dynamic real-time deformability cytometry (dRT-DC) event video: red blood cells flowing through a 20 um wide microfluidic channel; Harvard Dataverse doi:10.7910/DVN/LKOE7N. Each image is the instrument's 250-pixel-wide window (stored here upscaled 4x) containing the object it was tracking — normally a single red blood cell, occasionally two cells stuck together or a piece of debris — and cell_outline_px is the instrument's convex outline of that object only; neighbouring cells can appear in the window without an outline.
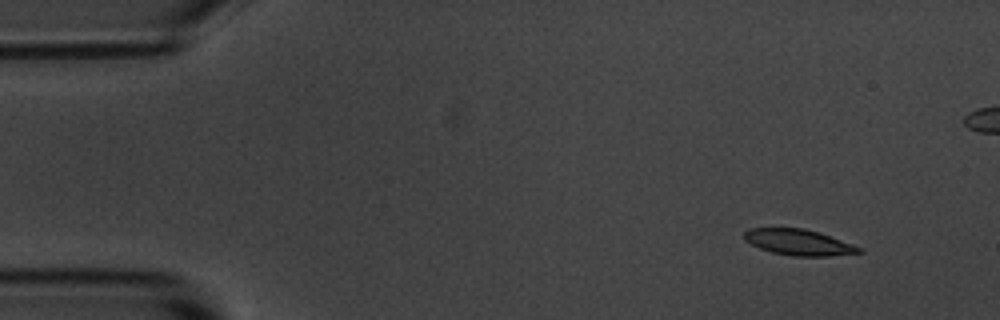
{"species": "common noctule bat (a hibernating species)", "species_latin": "Nyctalus noctula", "temperature_condition": "room temperature", "stored_images_in_passage": 52, "camera_frame_rate_fps": 3000, "um_per_image_px": 0.085, "animal": {"sex": "male", "body_mass_g": 20.1, "forearm_length_mm": 53.5}, "frame": {"image": 1, "passage_image": 1, "time_ms": 0.0, "image_size_px": [1000, 320], "cell_outline_px": [[864, 252], [832, 256], [792, 256], [772, 252], [760, 248], [744, 240], [744, 232], [748, 228], [804, 228], [820, 232], [852, 244], [860, 248]], "centroid_in_image_um": [67.88, 20.59], "position_along_channel_um": 17.1, "area_um2": 17.34}}
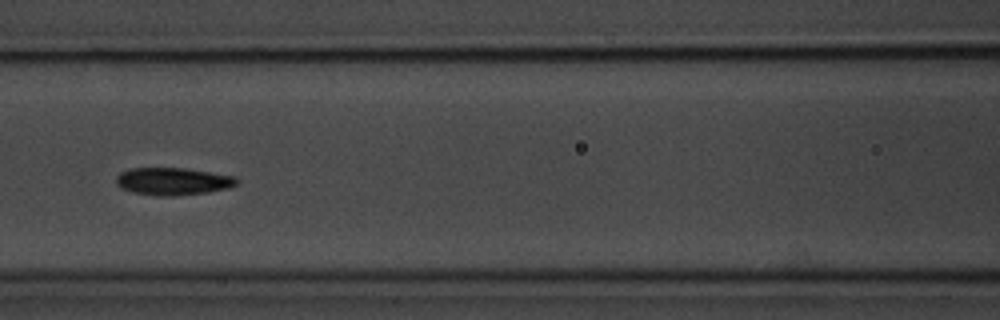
{"frame": {"image": 2, "passage_image": 20, "time_ms": 6.333, "image_size_px": [1000, 320], "cell_outline_px": [[240, 180], [236, 184], [228, 188], [208, 192], [176, 196], [160, 196], [132, 192], [120, 188], [116, 184], [116, 176], [120, 172], [132, 168], [184, 168], [236, 176]], "centroid_in_image_um": [14.7, 15.41], "position_along_channel_um": 151.9, "area_um2": 19.42}}
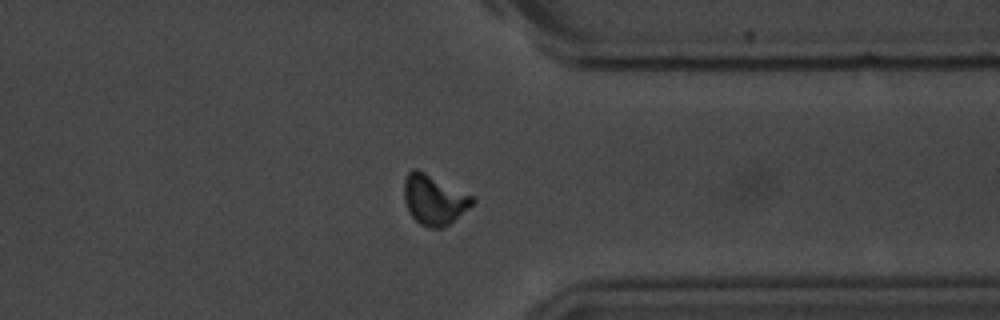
{"frame": {"image": 3, "passage_image": 39, "time_ms": 12.667, "image_size_px": [1000, 320], "cell_outline_px": [[476, 200], [468, 208], [444, 228], [428, 228], [420, 224], [408, 212], [404, 200], [404, 180], [408, 172], [412, 168], [416, 168], [472, 196]], "centroid_in_image_um": [36.85, 16.99], "position_along_channel_um": 374.6, "area_um2": 19.65}, "authors_computed_cell_mechanics": {"area_um2": 18.6694, "velocity_mm_per_s": 3.581, "shape_relaxation_time_tau1_ms": 3.0256, "shape_relaxation_time_tau2_ms": 2.0053, "deformation_change_tau1": 0.1307, "deformation_change_tau2": 0.0715}}